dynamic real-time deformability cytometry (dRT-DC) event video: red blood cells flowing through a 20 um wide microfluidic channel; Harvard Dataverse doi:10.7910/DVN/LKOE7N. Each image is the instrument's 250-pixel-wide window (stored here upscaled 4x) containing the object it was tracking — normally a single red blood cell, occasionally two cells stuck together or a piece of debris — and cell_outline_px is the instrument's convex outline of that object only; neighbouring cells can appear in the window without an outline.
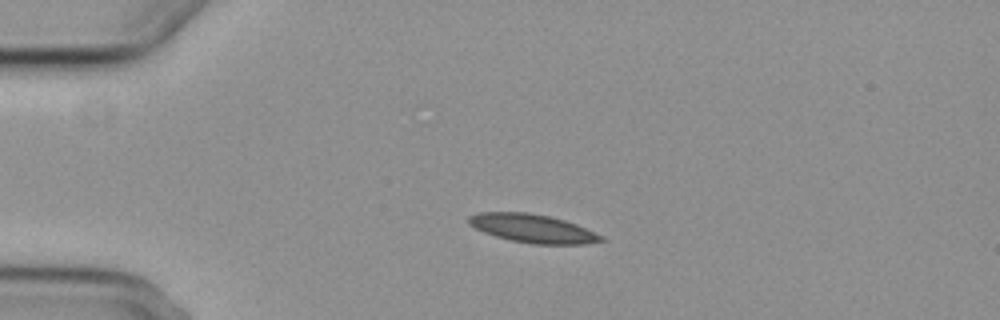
{"species": "common noctule bat (a hibernating species)", "species_latin": "Nyctalus noctula", "temperature_condition": "cold", "stored_images_in_passage": 4, "camera_frame_rate_fps": 3000, "um_per_image_px": 0.085, "animal": {"sex": "female", "body_mass_g": 29.2, "forearm_length_mm": 56.3}, "frame": {"image": 1, "passage_image": 3, "time_ms": 2.333, "image_size_px": [1000, 320], "cell_outline_px": [[608, 240], [584, 244], [532, 244], [512, 240], [496, 236], [484, 232], [468, 224], [468, 216], [480, 212], [528, 212], [548, 216], [564, 220], [576, 224], [604, 236]], "centroid_in_image_um": [45.3, 19.42], "position_along_channel_um": 39.7, "area_um2": 21.91}}